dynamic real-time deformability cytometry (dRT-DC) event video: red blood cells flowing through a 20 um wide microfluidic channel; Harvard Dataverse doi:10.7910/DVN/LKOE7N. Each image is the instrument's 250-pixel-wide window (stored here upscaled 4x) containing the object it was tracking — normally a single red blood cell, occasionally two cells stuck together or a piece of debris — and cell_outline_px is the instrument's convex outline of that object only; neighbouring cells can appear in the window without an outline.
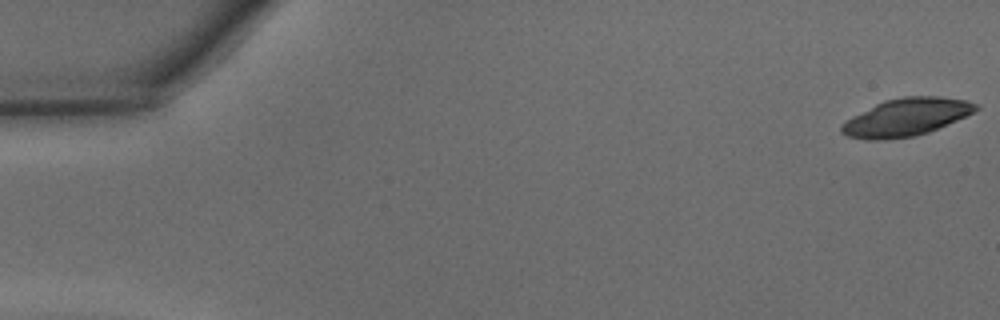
{"species": "common noctule bat (a hibernating species)", "species_latin": "Nyctalus noctula", "temperature_condition": "warm", "stored_images_in_passage": 46, "camera_frame_rate_fps": 3000, "um_per_image_px": 0.085, "animal": {"sex": "male", "body_mass_g": 15.6}, "frame": {"image": 1, "passage_image": 1, "time_ms": 0.0, "image_size_px": [1000, 320], "cell_outline_px": [[980, 108], [956, 120], [928, 132], [912, 136], [880, 140], [868, 140], [848, 136], [840, 132], [840, 124], [844, 120], [884, 100], [904, 96], [940, 96], [968, 100], [980, 104]], "centroid_in_image_um": [77.01, 9.95], "position_along_channel_um": 8.0, "area_um2": 29.36}}
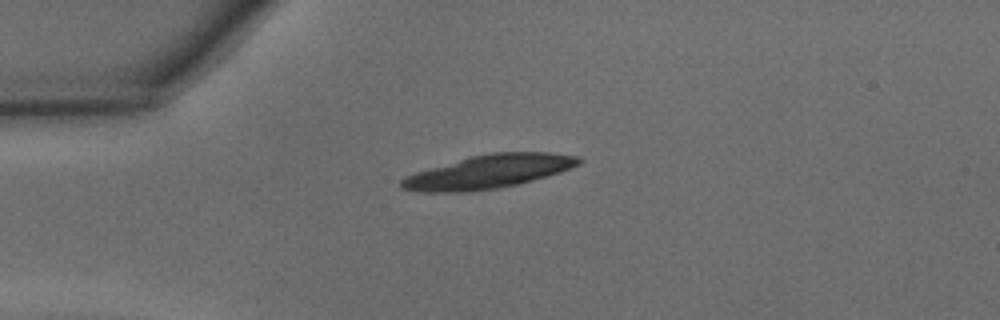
{"frame": {"image": 2, "passage_image": 12, "time_ms": 3.667, "image_size_px": [1000, 320], "cell_outline_px": [[584, 160], [580, 164], [560, 172], [548, 176], [516, 184], [496, 188], [468, 192], [420, 192], [400, 188], [400, 180], [416, 172], [472, 156], [492, 152], [548, 152], [576, 156]], "centroid_in_image_um": [41.55, 14.59], "position_along_channel_um": 43.5, "area_um2": 34.28}}